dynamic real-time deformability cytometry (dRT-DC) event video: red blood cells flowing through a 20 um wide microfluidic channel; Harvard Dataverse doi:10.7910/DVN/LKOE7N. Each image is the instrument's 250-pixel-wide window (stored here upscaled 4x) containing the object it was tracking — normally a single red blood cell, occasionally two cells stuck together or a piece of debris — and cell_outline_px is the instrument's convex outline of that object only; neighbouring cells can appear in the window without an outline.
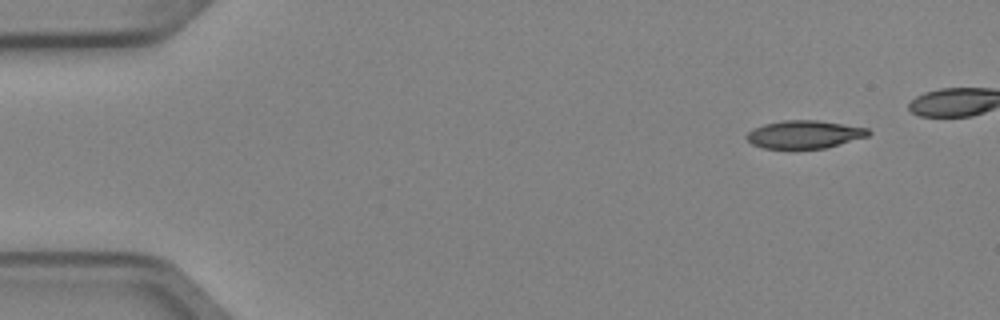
{"species": "Egyptian fruit bat (a non-hibernating species)", "species_latin": "Rousettus aegyptiacus", "temperature_condition": "cold", "stored_images_in_passage": 5, "camera_frame_rate_fps": 3000, "um_per_image_px": 0.085, "animal": {"sex": "female"}, "frame": {"image": 1, "passage_image": 1, "time_ms": 0.0, "image_size_px": [1000, 320], "cell_outline_px": [[872, 132], [868, 136], [824, 148], [764, 148], [752, 144], [744, 136], [748, 132], [764, 124], [784, 120], [816, 120], [844, 124], [868, 128]], "centroid_in_image_um": [68.38, 11.42], "position_along_channel_um": 16.6, "area_um2": 19.59}}
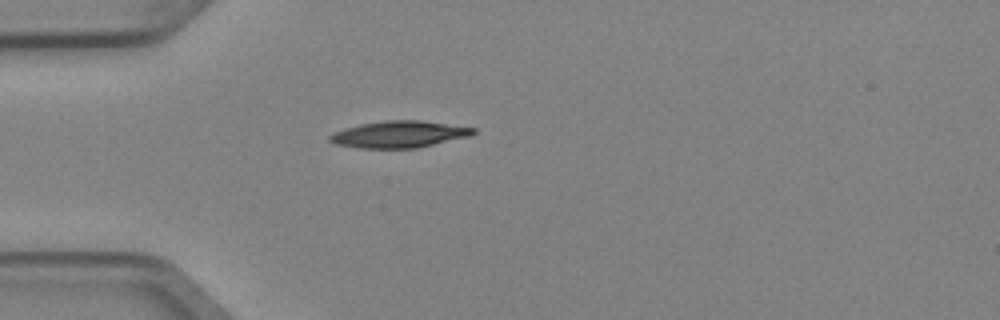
{"frame": {"image": 2, "passage_image": 5, "time_ms": 1.333, "image_size_px": [1000, 320], "cell_outline_px": [[476, 132], [468, 136], [416, 148], [360, 148], [336, 144], [328, 140], [328, 136], [344, 128], [360, 124], [384, 120], [420, 120], [476, 128]], "centroid_in_image_um": [33.89, 11.41], "position_along_channel_um": 51.1, "area_um2": 22.14}}